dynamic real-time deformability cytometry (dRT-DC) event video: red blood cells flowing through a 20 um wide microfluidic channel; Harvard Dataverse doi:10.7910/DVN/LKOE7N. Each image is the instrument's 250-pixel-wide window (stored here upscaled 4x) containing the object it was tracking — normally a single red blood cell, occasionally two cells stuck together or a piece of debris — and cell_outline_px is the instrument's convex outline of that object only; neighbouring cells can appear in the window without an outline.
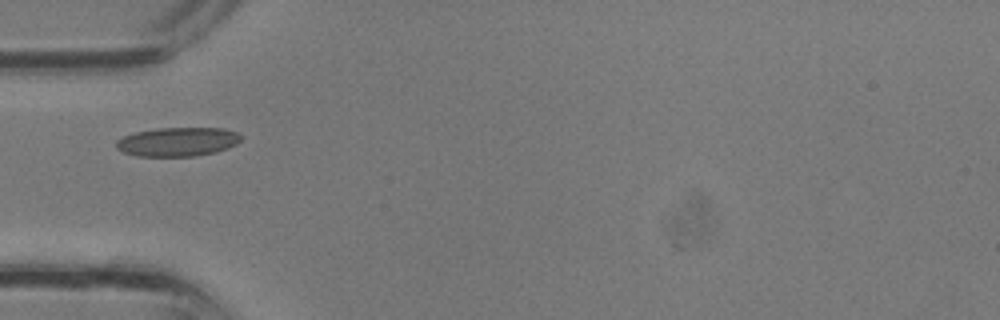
{"species": "common noctule bat (a hibernating species)", "species_latin": "Nyctalus noctula", "temperature_condition": "room temperature", "stored_images_in_passage": 23, "camera_frame_rate_fps": 3000, "um_per_image_px": 0.085, "animal": {"sex": "male", "body_mass_g": 13.3}, "frame": {"image": 1, "passage_image": 1, "time_ms": 0.0, "image_size_px": [1000, 320], "cell_outline_px": [[244, 136], [236, 144], [228, 148], [216, 152], [196, 156], [136, 156], [124, 152], [116, 148], [116, 140], [124, 136], [136, 132], [156, 128], [224, 128], [236, 132]], "centroid_in_image_um": [15.12, 12.05], "position_along_channel_um": 69.9, "area_um2": 21.15}}
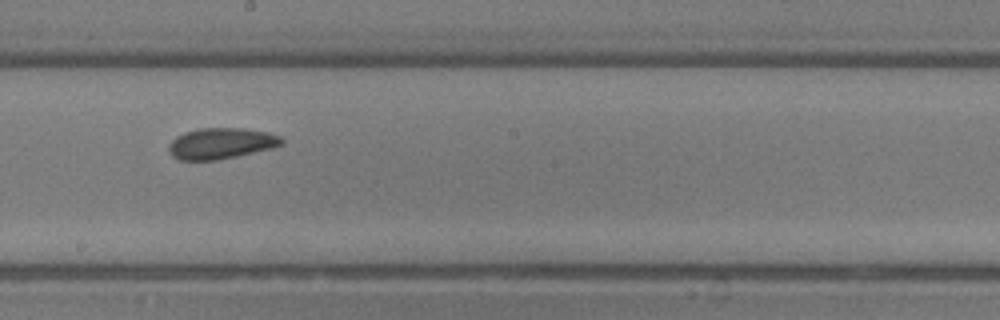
{"frame": {"image": 2, "passage_image": 9, "time_ms": 2.667, "image_size_px": [1000, 320], "cell_outline_px": [[284, 144], [272, 148], [236, 156], [216, 160], [180, 160], [172, 156], [168, 152], [168, 148], [172, 140], [176, 136], [184, 132], [200, 128], [244, 128], [268, 132], [280, 136], [284, 140]], "centroid_in_image_um": [18.79, 12.18], "position_along_channel_um": 229.4, "area_um2": 20.46}}
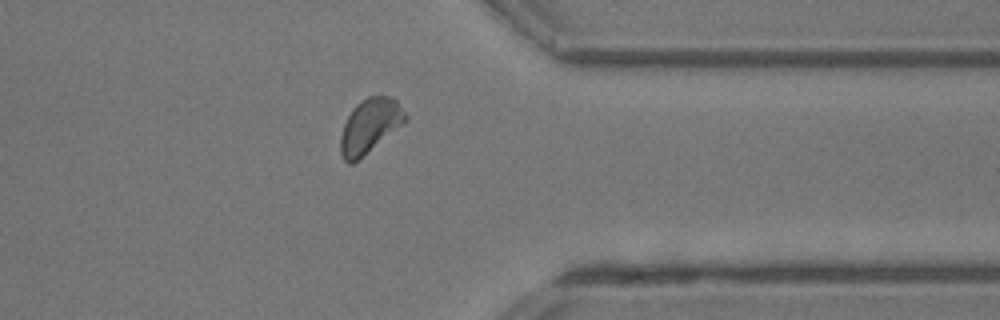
{"frame": {"image": 3, "passage_image": 17, "time_ms": 5.333, "image_size_px": [1000, 320], "cell_outline_px": [[408, 120], [352, 164], [348, 164], [344, 160], [340, 152], [340, 136], [344, 124], [352, 108], [356, 104], [368, 96], [388, 96], [396, 100], [408, 116]], "centroid_in_image_um": [31.42, 10.69], "position_along_channel_um": 380.0, "area_um2": 20.29}}